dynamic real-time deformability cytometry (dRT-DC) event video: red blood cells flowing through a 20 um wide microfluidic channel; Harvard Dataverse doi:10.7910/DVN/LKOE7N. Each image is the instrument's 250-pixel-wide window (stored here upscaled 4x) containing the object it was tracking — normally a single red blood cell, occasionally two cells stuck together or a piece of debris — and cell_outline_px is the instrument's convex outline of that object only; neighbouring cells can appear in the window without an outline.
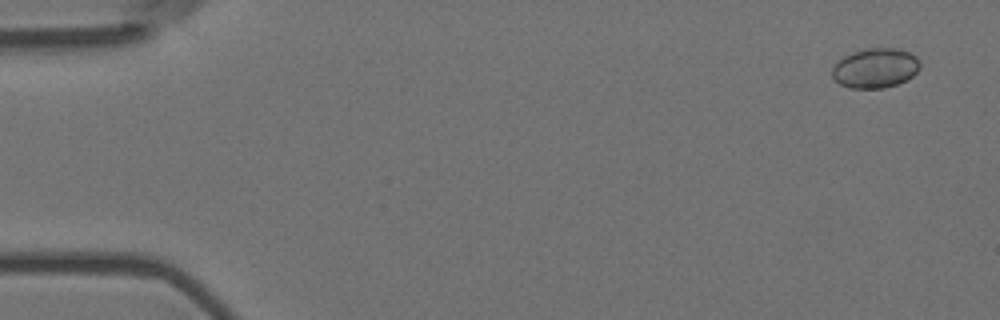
{"species": "Egyptian fruit bat (a non-hibernating species)", "species_latin": "Rousettus aegyptiacus", "temperature_condition": "room temperature", "stored_images_in_passage": 4, "camera_frame_rate_fps": 3000, "um_per_image_px": 0.085, "animal": {"sex": "female"}, "frame": {"image": 1, "passage_image": 1, "time_ms": 0.0, "image_size_px": [1000, 320], "cell_outline_px": [[920, 68], [908, 80], [884, 88], [848, 88], [840, 84], [832, 76], [832, 68], [844, 56], [852, 52], [864, 48], [896, 48], [908, 52], [916, 56], [920, 60]], "centroid_in_image_um": [74.42, 5.78], "position_along_channel_um": 10.6, "area_um2": 20.4}}
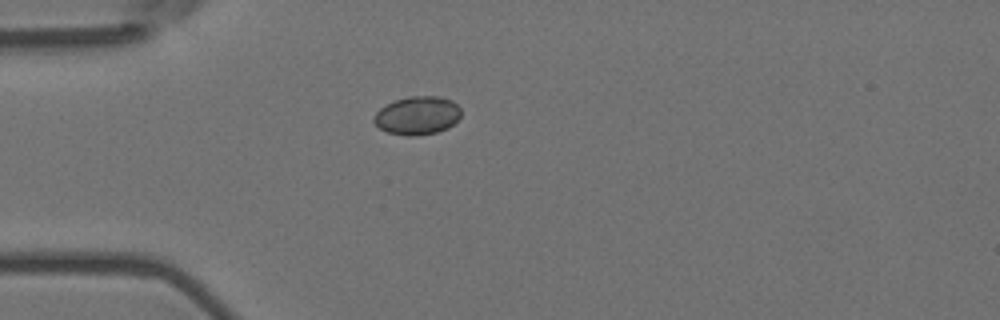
{"frame": {"image": 2, "passage_image": 4, "time_ms": 1.0, "image_size_px": [1000, 320], "cell_outline_px": [[460, 116], [448, 128], [436, 132], [416, 136], [408, 136], [388, 132], [380, 128], [372, 120], [376, 112], [380, 108], [396, 100], [408, 96], [440, 96], [452, 100], [460, 108]], "centroid_in_image_um": [35.47, 9.81], "position_along_channel_um": 49.5, "area_um2": 19.36}}